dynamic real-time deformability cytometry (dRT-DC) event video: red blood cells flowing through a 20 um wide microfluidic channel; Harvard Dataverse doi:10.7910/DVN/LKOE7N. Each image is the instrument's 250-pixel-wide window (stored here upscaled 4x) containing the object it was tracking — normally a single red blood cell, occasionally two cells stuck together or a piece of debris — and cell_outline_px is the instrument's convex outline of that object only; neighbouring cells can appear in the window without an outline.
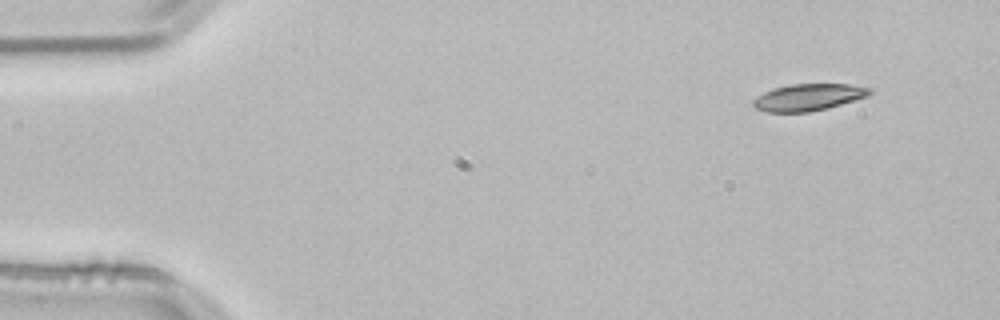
{"species": "common noctule bat (a hibernating species)", "species_latin": "Nyctalus noctula", "temperature_condition": "room temperature", "stored_images_in_passage": 50, "camera_frame_rate_fps": 3000, "um_per_image_px": 0.085, "animal": {"sex": "male", "body_mass_g": 21.5, "forearm_length_mm": 52.0}, "frame": {"image": 1, "passage_image": 1, "time_ms": 0.0, "image_size_px": [1000, 320], "cell_outline_px": [[872, 92], [868, 96], [828, 108], [808, 112], [768, 112], [756, 108], [752, 104], [752, 100], [756, 96], [772, 88], [792, 84], [848, 84], [872, 88]], "centroid_in_image_um": [68.7, 8.26], "position_along_channel_um": 16.3, "area_um2": 18.26}}
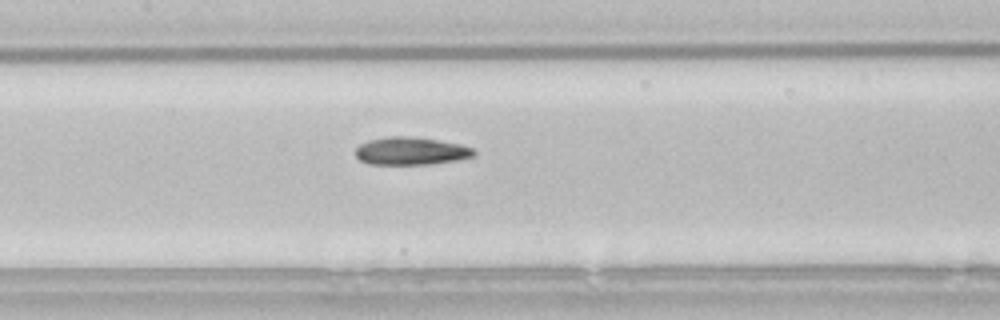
{"frame": {"image": 2, "passage_image": 22, "time_ms": 7.0, "image_size_px": [1000, 320], "cell_outline_px": [[476, 156], [460, 160], [432, 164], [368, 164], [360, 160], [356, 156], [356, 148], [360, 144], [368, 140], [388, 136], [408, 136], [436, 140], [460, 144], [472, 148], [476, 152]], "centroid_in_image_um": [34.95, 12.84], "position_along_channel_um": 172.5, "area_um2": 19.25}}
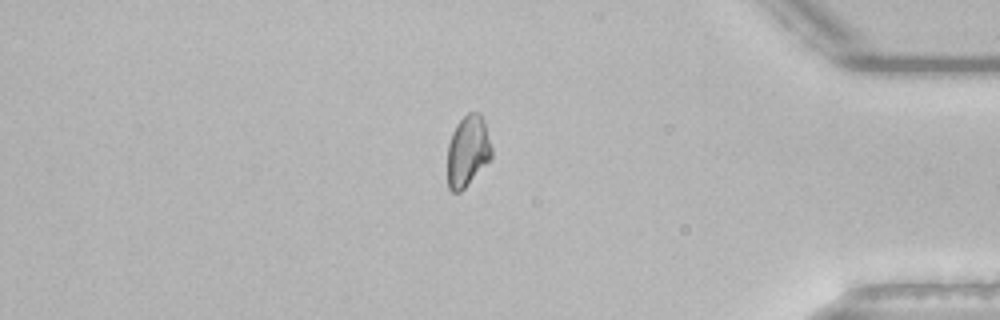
{"frame": {"image": 3, "passage_image": 42, "time_ms": 13.667, "image_size_px": [1000, 320], "cell_outline_px": [[492, 160], [460, 192], [452, 192], [448, 188], [448, 144], [452, 132], [456, 124], [468, 112], [480, 112], [484, 120], [492, 148]], "centroid_in_image_um": [39.77, 12.84], "position_along_channel_um": 395.4, "area_um2": 18.55}, "authors_computed_cell_mechanics": {"area_um2": 18.8717, "velocity_mm_per_s": 3.8223, "shape_relaxation_time_tau1_ms": 7.5329, "shape_relaxation_time_tau2_ms": 4.9066, "deformation_change_tau1": 0.1689, "deformation_change_tau2": 0.1259}}